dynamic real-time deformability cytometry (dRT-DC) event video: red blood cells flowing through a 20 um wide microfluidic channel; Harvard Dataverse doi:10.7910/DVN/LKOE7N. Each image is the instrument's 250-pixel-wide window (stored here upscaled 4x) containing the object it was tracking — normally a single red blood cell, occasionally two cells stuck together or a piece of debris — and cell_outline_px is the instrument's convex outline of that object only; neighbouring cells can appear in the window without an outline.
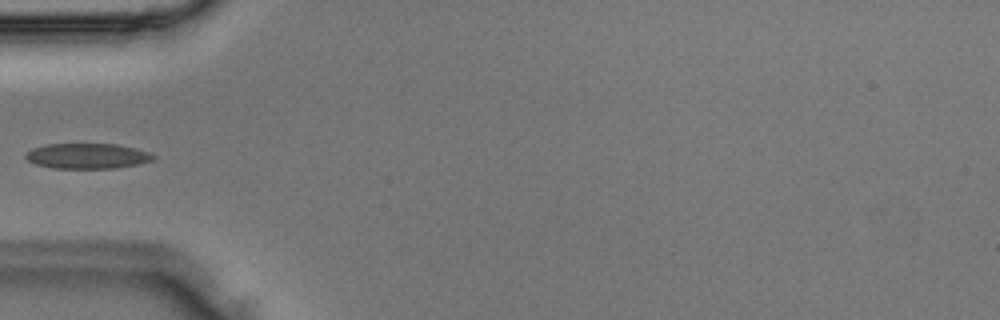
{"species": "Egyptian fruit bat (a non-hibernating species)", "species_latin": "Rousettus aegyptiacus", "temperature_condition": "room temperature", "stored_images_in_passage": 4, "camera_frame_rate_fps": 3000, "um_per_image_px": 0.085, "animal": {"sex": "male"}, "frame": {"image": 1, "passage_image": 4, "time_ms": 1.0, "image_size_px": [1000, 320], "cell_outline_px": [[156, 156], [152, 160], [136, 164], [116, 168], [52, 168], [36, 164], [28, 160], [24, 156], [24, 152], [32, 148], [44, 144], [116, 144], [136, 148], [148, 152]], "centroid_in_image_um": [7.37, 13.25], "position_along_channel_um": 77.6, "area_um2": 18.84}}